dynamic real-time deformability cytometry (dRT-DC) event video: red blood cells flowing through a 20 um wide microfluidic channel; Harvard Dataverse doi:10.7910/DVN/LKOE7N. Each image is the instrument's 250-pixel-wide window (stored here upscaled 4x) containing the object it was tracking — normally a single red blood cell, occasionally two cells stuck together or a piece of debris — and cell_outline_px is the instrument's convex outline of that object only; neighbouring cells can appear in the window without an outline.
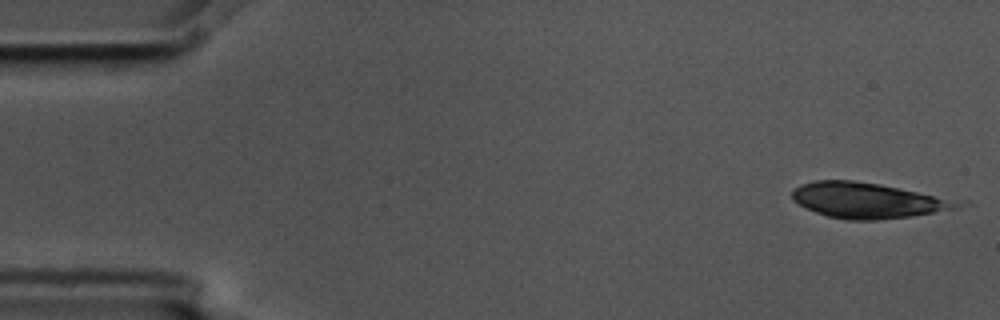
{"species": "common noctule bat (a hibernating species)", "species_latin": "Nyctalus noctula", "temperature_condition": "cold", "stored_images_in_passage": 2, "camera_frame_rate_fps": 3000, "um_per_image_px": 0.085, "animal": {"sex": "male", "body_mass_g": 17.5, "forearm_length_mm": 52.3}, "frame": {"image": 1, "passage_image": 1, "time_ms": 0.0, "image_size_px": [1000, 320], "cell_outline_px": [[972, 204], [956, 208], [912, 216], [876, 220], [848, 220], [828, 216], [804, 208], [792, 200], [792, 188], [800, 184], [816, 180], [852, 180], [880, 184], [968, 200]], "centroid_in_image_um": [73.86, 17.02], "position_along_channel_um": 11.1, "area_um2": 35.03}}